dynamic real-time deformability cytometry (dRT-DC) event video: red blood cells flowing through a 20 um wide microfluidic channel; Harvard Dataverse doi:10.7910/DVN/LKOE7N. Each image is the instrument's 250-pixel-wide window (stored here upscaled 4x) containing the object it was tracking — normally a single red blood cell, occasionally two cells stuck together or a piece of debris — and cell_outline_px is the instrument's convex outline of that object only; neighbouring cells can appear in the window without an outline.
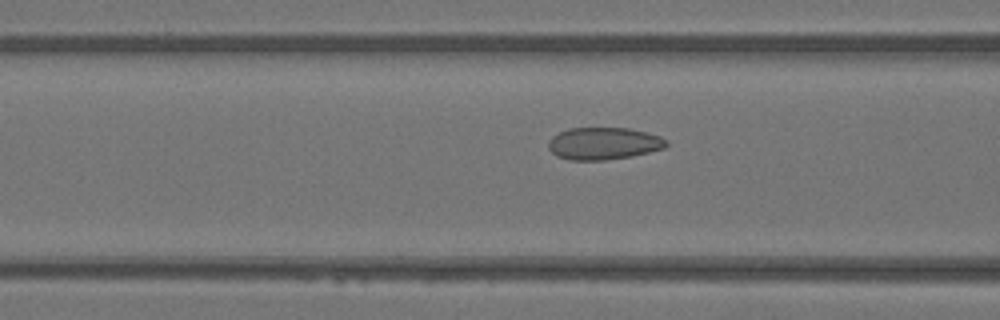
{"species": "Egyptian fruit bat (a non-hibernating species)", "species_latin": "Rousettus aegyptiacus", "temperature_condition": "warm", "stored_images_in_passage": 46, "camera_frame_rate_fps": 3000, "um_per_image_px": 0.085, "animal": {"sex": "female"}, "frame": {"image": 1, "passage_image": 20, "time_ms": 6.333, "image_size_px": [1000, 320], "cell_outline_px": [[668, 144], [664, 148], [632, 156], [604, 160], [568, 160], [556, 156], [548, 148], [548, 140], [552, 136], [568, 128], [628, 128], [660, 136], [668, 140]], "centroid_in_image_um": [51.28, 12.2], "position_along_channel_um": 115.3, "area_um2": 22.2}}
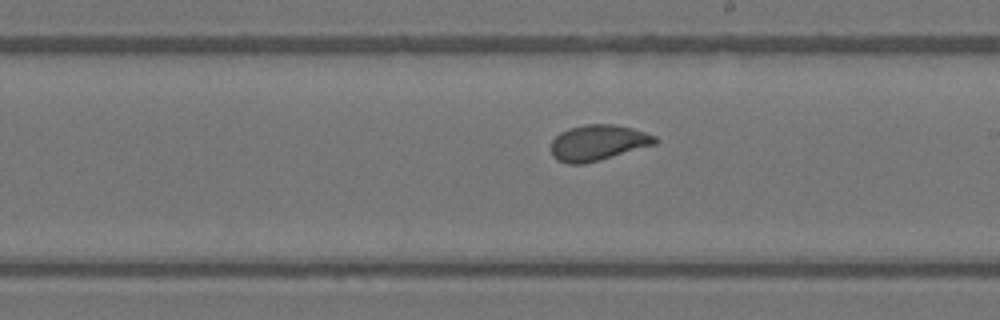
{"frame": {"image": 2, "passage_image": 29, "time_ms": 9.333, "image_size_px": [1000, 320], "cell_outline_px": [[660, 140], [656, 144], [600, 160], [584, 164], [568, 164], [556, 160], [552, 156], [552, 140], [560, 132], [568, 128], [584, 124], [612, 124], [632, 128], [656, 136]], "centroid_in_image_um": [50.83, 12.13], "position_along_channel_um": 238.2, "area_um2": 21.79}}
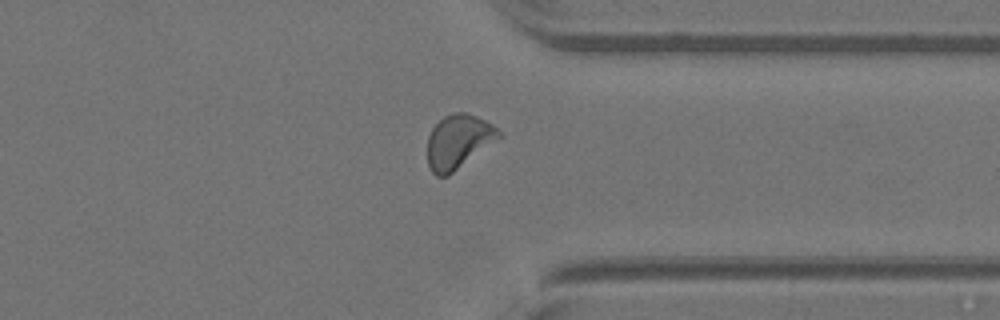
{"frame": {"image": 3, "passage_image": 39, "time_ms": 12.667, "image_size_px": [1000, 320], "cell_outline_px": [[500, 136], [448, 176], [436, 176], [432, 172], [428, 164], [428, 136], [432, 128], [444, 116], [456, 112], [468, 112], [500, 128]], "centroid_in_image_um": [38.93, 12.02], "position_along_channel_um": 372.5, "area_um2": 22.02}, "authors_computed_cell_mechanics": {"area_um2": 21.9929, "velocity_mm_per_s": 4.1053, "shape_relaxation_time_tau1_ms": 6.9498, "shape_relaxation_time_tau2_ms": 0.6141, "deformation_change_tau1": 0.1497, "deformation_change_tau2": 0.0657}}